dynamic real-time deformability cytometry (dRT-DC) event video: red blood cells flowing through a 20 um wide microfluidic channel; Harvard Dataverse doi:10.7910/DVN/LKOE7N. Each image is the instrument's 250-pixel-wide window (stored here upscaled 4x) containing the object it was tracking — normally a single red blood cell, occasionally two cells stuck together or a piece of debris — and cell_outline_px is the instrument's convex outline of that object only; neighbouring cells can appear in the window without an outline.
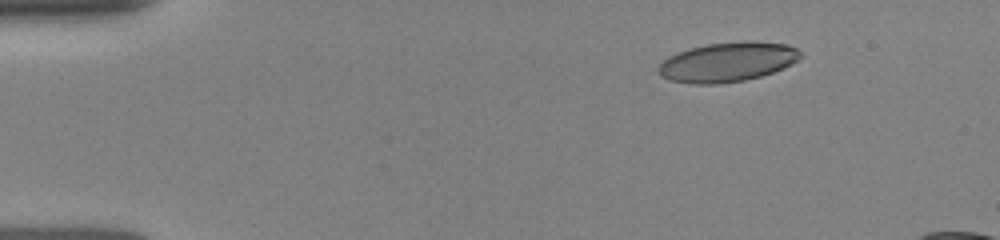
{"species": "human", "species_latin": "Homo sapiens", "temperature_condition": "room temperature", "stored_images_in_passage": 13, "camera_frame_rate_fps": 3000, "um_per_image_px": 0.085, "donor": {"sex": "female"}, "frame": {"image": 1, "passage_image": 3, "time_ms": 2.0, "image_size_px": [1000, 240], "cell_outline_px": [[804, 56], [792, 64], [784, 68], [760, 76], [744, 80], [716, 84], [688, 84], [668, 80], [660, 76], [656, 68], [668, 56], [688, 48], [708, 44], [788, 44], [796, 48]], "centroid_in_image_um": [61.76, 5.33], "position_along_channel_um": 23.2, "area_um2": 31.91}}
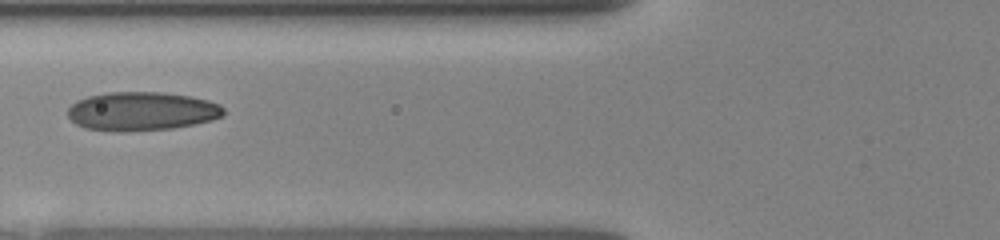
{"frame": {"image": 2, "passage_image": 8, "time_ms": 6.333, "image_size_px": [1000, 240], "cell_outline_px": [[224, 116], [212, 120], [196, 124], [172, 128], [124, 132], [112, 132], [84, 128], [76, 124], [68, 116], [68, 108], [76, 100], [88, 96], [108, 92], [164, 92], [188, 96], [208, 100], [220, 104], [224, 108]], "centroid_in_image_um": [12.04, 9.46], "position_along_channel_um": 113.8, "area_um2": 35.55}}
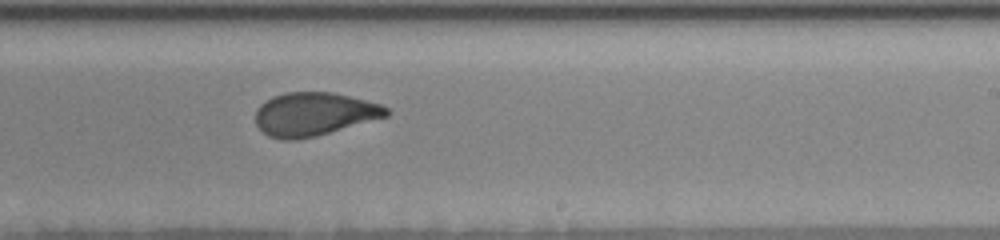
{"frame": {"image": 3, "passage_image": 12, "time_ms": 10.0, "image_size_px": [1000, 240], "cell_outline_px": [[392, 112], [388, 116], [316, 136], [296, 140], [284, 140], [268, 136], [256, 124], [256, 108], [260, 104], [272, 96], [288, 92], [332, 92], [380, 104], [388, 108]], "centroid_in_image_um": [26.68, 9.7], "position_along_channel_um": 262.3, "area_um2": 33.0}}